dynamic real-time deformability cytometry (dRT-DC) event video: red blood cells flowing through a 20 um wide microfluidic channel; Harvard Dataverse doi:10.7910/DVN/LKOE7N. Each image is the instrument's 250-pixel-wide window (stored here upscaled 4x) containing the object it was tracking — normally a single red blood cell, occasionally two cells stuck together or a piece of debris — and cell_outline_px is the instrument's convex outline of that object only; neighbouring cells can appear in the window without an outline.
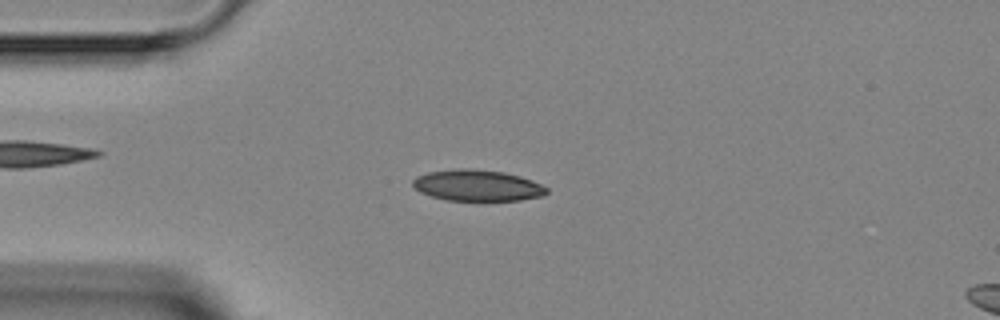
{"species": "Egyptian fruit bat (a non-hibernating species)", "species_latin": "Rousettus aegyptiacus", "temperature_condition": "room temperature", "stored_images_in_passage": 2, "segment_of_instrument_passage": [1, 2], "camera_frame_rate_fps": 3000, "um_per_image_px": 0.085, "animal": {"sex": "female"}, "frame": {"image": 1, "passage_image": 1, "time_ms": 0.0, "image_size_px": [1000, 320], "cell_outline_px": [[548, 192], [544, 196], [520, 200], [448, 200], [432, 196], [420, 192], [412, 184], [412, 180], [416, 176], [428, 172], [460, 168], [468, 168], [504, 172], [520, 176], [532, 180], [548, 188]], "centroid_in_image_um": [40.59, 15.76], "position_along_channel_um": 44.4, "area_um2": 24.28}}